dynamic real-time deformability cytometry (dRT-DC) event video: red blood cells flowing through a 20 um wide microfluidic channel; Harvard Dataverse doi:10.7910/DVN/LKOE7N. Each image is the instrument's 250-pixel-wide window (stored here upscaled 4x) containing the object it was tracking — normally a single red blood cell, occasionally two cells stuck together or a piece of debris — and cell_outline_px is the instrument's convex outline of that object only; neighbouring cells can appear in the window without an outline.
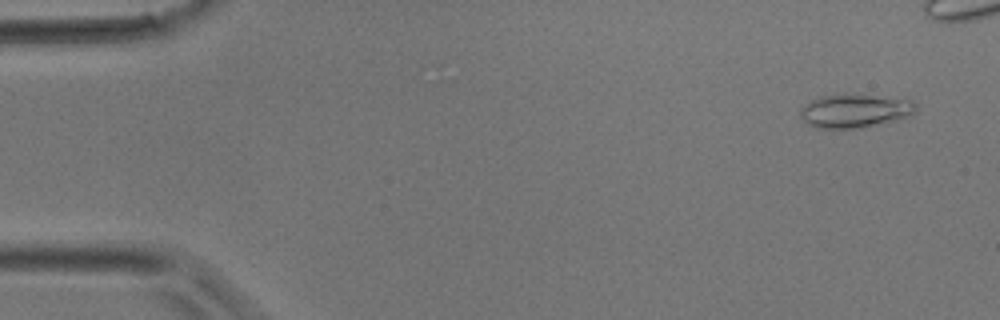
{"species": "common noctule bat (a hibernating species)", "species_latin": "Nyctalus noctula", "temperature_condition": "room temperature", "stored_images_in_passage": 35, "camera_frame_rate_fps": 3000, "um_per_image_px": 0.085, "animal": {"sex": "male", "body_mass_g": 17.9}, "frame": {"image": 1, "passage_image": 3, "time_ms": 0.667, "image_size_px": [1000, 320], "cell_outline_px": [[916, 112], [912, 116], [900, 120], [860, 128], [816, 128], [808, 124], [800, 116], [800, 108], [804, 104], [820, 96], [872, 96], [908, 100], [916, 104]], "centroid_in_image_um": [72.67, 9.47], "position_along_channel_um": 12.3, "area_um2": 22.2}}
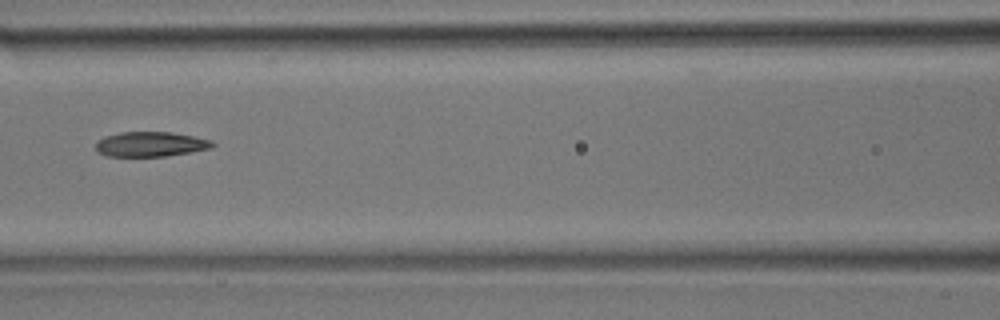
{"frame": {"image": 2, "passage_image": 18, "time_ms": 5.667, "image_size_px": [1000, 320], "cell_outline_px": [[216, 144], [212, 148], [164, 156], [104, 156], [96, 152], [96, 140], [104, 136], [120, 132], [172, 132], [212, 140]], "centroid_in_image_um": [12.75, 12.25], "position_along_channel_um": 153.8, "area_um2": 16.99}}
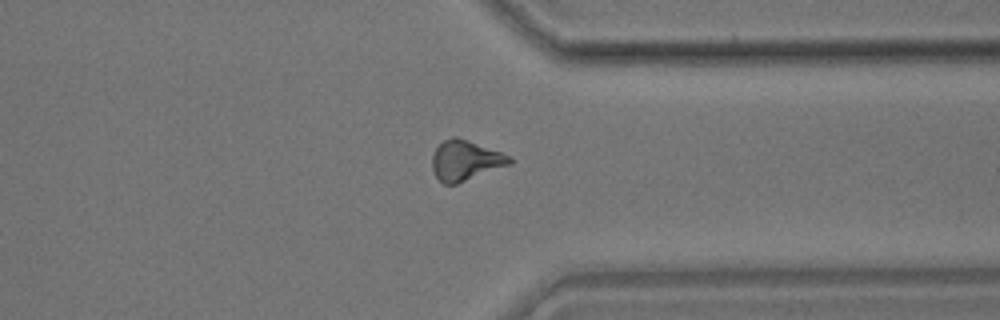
{"frame": {"image": 3, "passage_image": 31, "time_ms": 10.0, "image_size_px": [1000, 320], "cell_outline_px": [[512, 164], [456, 184], [444, 184], [436, 176], [432, 168], [432, 156], [436, 148], [444, 140], [452, 136], [456, 136], [500, 152], [508, 156], [512, 160]], "centroid_in_image_um": [39.54, 13.64], "position_along_channel_um": 371.9, "area_um2": 17.86}}